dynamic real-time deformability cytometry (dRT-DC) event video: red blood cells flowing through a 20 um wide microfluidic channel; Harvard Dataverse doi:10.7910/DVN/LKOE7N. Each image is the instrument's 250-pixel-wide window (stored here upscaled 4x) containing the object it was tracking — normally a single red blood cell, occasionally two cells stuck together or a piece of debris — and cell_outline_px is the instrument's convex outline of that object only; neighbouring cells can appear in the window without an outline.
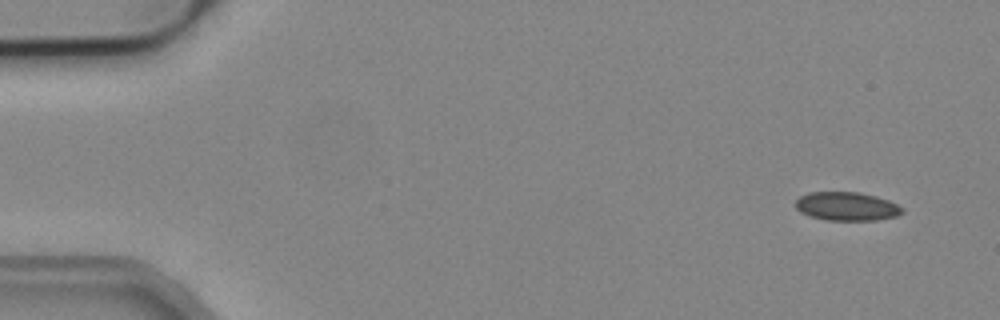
{"species": "common noctule bat (a hibernating species)", "species_latin": "Nyctalus noctula", "temperature_condition": "cold", "stored_images_in_passage": 5, "camera_frame_rate_fps": 3000, "um_per_image_px": 0.085, "animal": {"sex": "male", "body_mass_g": 19.2, "forearm_length_mm": 51.8}, "frame": {"image": 1, "passage_image": 1, "time_ms": 0.0, "image_size_px": [1000, 320], "cell_outline_px": [[904, 212], [896, 216], [876, 220], [828, 220], [808, 216], [800, 212], [796, 208], [796, 200], [800, 196], [808, 192], [860, 192], [876, 196], [888, 200], [904, 208]], "centroid_in_image_um": [71.97, 17.54], "position_along_channel_um": 13.0, "area_um2": 17.86}}
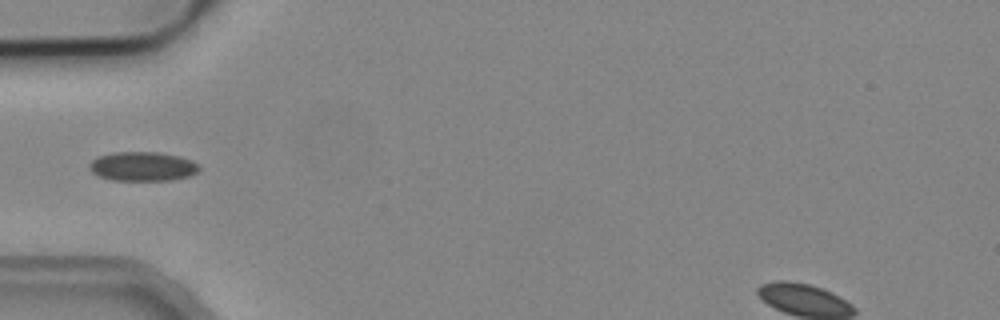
{"frame": {"image": 2, "passage_image": 4, "time_ms": 1.0, "image_size_px": [1000, 320], "cell_outline_px": [[200, 168], [196, 172], [188, 176], [172, 180], [112, 180], [96, 176], [92, 172], [88, 164], [92, 160], [100, 156], [112, 152], [160, 152], [180, 156], [192, 160]], "centroid_in_image_um": [12.1, 14.14], "position_along_channel_um": 72.9, "area_um2": 18.73}}